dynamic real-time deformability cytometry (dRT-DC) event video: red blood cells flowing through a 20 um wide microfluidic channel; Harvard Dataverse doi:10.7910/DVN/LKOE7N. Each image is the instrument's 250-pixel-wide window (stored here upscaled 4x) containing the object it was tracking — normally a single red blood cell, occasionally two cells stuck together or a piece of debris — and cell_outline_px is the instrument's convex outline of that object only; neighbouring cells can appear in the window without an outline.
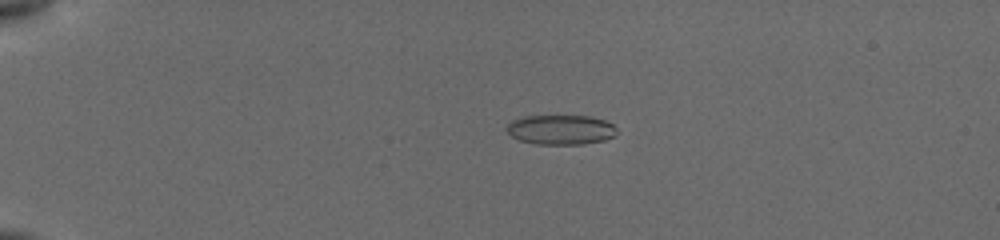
{"species": "common noctule bat (a hibernating species)", "species_latin": "Nyctalus noctula", "temperature_condition": "cold", "stored_images_in_passage": 39, "camera_frame_rate_fps": 3000, "um_per_image_px": 0.085, "animal": {"sex": "female", "body_mass_g": 19.5, "forearm_length_mm": 54.1}, "frame": {"image": 1, "passage_image": 4, "time_ms": 1.333, "image_size_px": [1000, 240], "cell_outline_px": [[616, 136], [604, 140], [584, 144], [536, 144], [520, 140], [512, 136], [504, 128], [512, 120], [520, 116], [592, 116], [604, 120], [612, 124], [616, 128]], "centroid_in_image_um": [47.66, 11.02], "position_along_channel_um": 37.3, "area_um2": 19.19}}
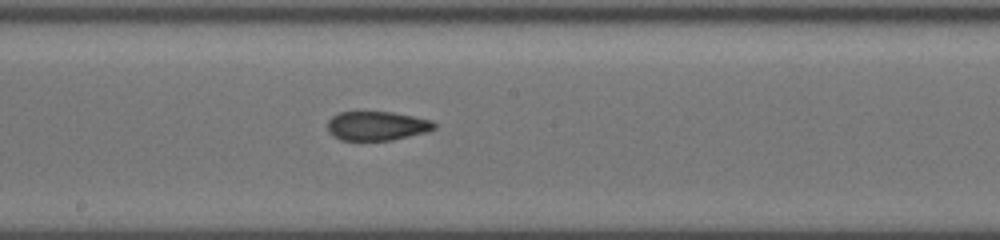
{"frame": {"image": 2, "passage_image": 24, "time_ms": 7.667, "image_size_px": [1000, 240], "cell_outline_px": [[436, 128], [428, 132], [392, 140], [340, 140], [332, 136], [328, 132], [328, 120], [332, 116], [340, 112], [392, 112], [432, 120], [436, 124]], "centroid_in_image_um": [32.04, 10.7], "position_along_channel_um": 216.2, "area_um2": 18.21}}
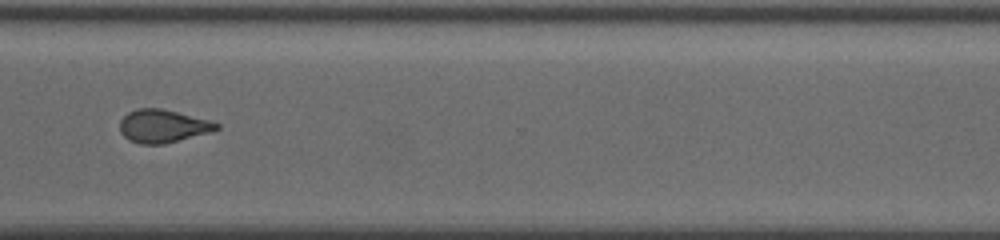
{"frame": {"image": 3, "passage_image": 38, "time_ms": 11.333, "image_size_px": [1000, 240], "cell_outline_px": [[220, 128], [212, 132], [164, 144], [140, 144], [128, 140], [120, 132], [120, 120], [128, 112], [136, 108], [160, 108], [208, 120], [220, 124]], "centroid_in_image_um": [13.83, 10.73], "position_along_channel_um": 356.8, "area_um2": 18.61}}